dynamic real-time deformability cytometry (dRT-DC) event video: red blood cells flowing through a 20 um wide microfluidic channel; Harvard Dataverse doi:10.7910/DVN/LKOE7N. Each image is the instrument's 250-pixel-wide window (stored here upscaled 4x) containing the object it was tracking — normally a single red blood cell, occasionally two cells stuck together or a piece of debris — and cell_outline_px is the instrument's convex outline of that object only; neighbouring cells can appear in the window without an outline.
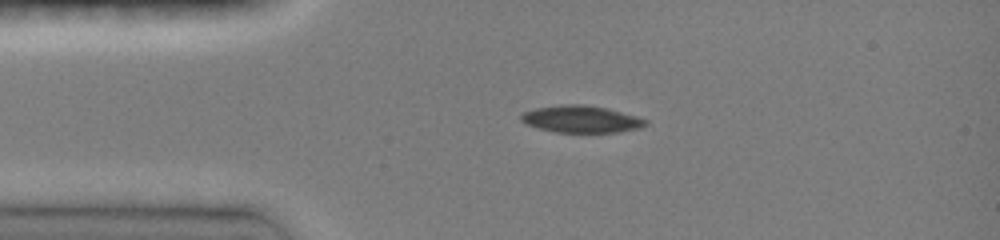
{"species": "common noctule bat (a hibernating species)", "species_latin": "Nyctalus noctula", "temperature_condition": "room temperature", "stored_images_in_passage": 7, "camera_frame_rate_fps": 3000, "um_per_image_px": 0.085, "animal": {"sex": "female", "body_mass_g": 19.0, "forearm_length_mm": 51.5}, "frame": {"image": 1, "passage_image": 4, "time_ms": 2.333, "image_size_px": [1000, 240], "cell_outline_px": [[648, 124], [640, 128], [616, 132], [556, 132], [524, 124], [520, 120], [520, 116], [524, 112], [536, 108], [564, 104], [584, 104], [608, 108], [636, 116], [648, 120]], "centroid_in_image_um": [49.41, 10.12], "position_along_channel_um": 35.6, "area_um2": 19.59}}